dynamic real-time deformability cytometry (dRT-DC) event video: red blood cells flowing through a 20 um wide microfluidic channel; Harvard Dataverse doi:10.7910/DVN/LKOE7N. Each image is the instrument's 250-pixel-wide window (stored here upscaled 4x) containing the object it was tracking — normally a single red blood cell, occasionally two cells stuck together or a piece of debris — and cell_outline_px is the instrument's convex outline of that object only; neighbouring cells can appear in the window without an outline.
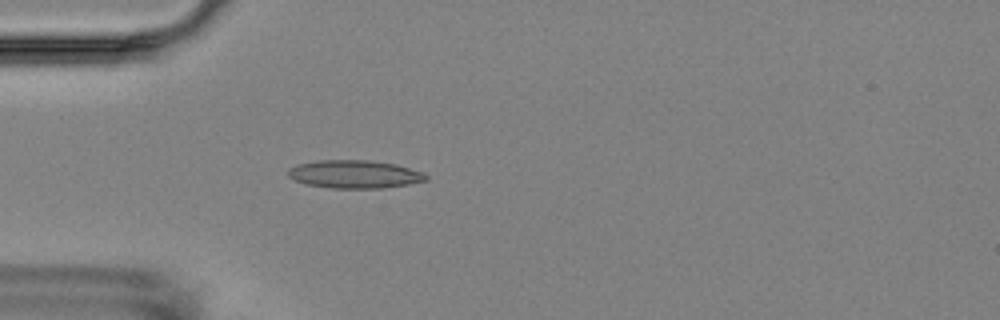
{"species": "Egyptian fruit bat (a non-hibernating species)", "species_latin": "Rousettus aegyptiacus", "temperature_condition": "room temperature", "stored_images_in_passage": 2, "camera_frame_rate_fps": 3000, "um_per_image_px": 0.085, "animal": {"sex": "female"}, "frame": {"image": 1, "passage_image": 2, "time_ms": 2.0, "image_size_px": [1000, 320], "cell_outline_px": [[428, 180], [408, 184], [380, 188], [332, 188], [304, 184], [292, 180], [288, 176], [288, 168], [296, 164], [316, 160], [372, 160], [396, 164], [424, 172], [428, 176]], "centroid_in_image_um": [30.11, 14.8], "position_along_channel_um": 54.9, "area_um2": 22.83}}